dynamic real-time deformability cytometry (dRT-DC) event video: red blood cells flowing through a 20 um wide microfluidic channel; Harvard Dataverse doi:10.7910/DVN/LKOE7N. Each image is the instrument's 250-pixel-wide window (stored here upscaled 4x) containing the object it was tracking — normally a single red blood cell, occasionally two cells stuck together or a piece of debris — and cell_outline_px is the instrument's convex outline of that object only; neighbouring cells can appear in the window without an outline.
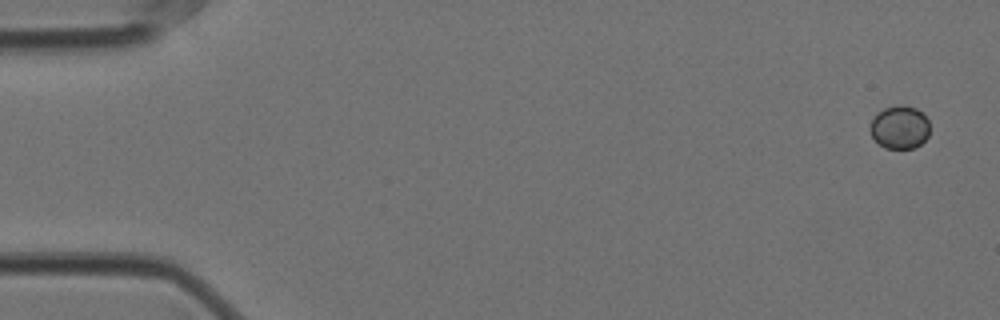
{"species": "Egyptian fruit bat (a non-hibernating species)", "species_latin": "Rousettus aegyptiacus", "temperature_condition": "cold", "stored_images_in_passage": 56, "camera_frame_rate_fps": 3000, "um_per_image_px": 0.085, "animal": {"sex": "female"}, "frame": {"image": 1, "passage_image": 1, "time_ms": 0.0, "image_size_px": [1000, 320], "cell_outline_px": [[928, 136], [920, 144], [912, 148], [884, 148], [872, 136], [868, 128], [872, 120], [884, 108], [900, 104], [904, 104], [916, 108], [928, 120]], "centroid_in_image_um": [76.46, 10.81], "position_along_channel_um": 8.5, "area_um2": 14.8}}
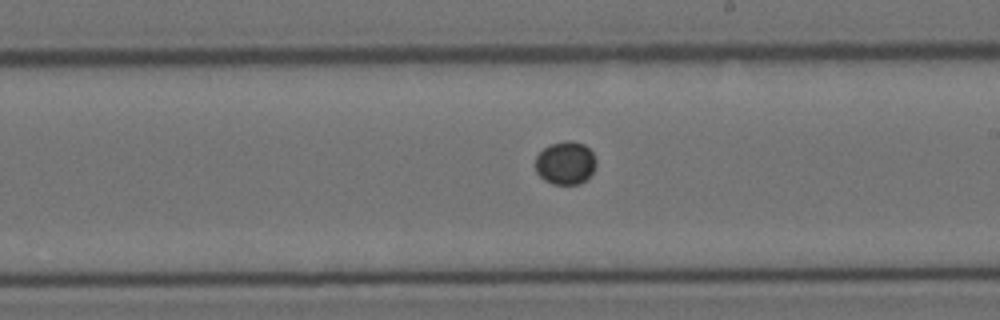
{"frame": {"image": 2, "passage_image": 32, "time_ms": 10.333, "image_size_px": [1000, 320], "cell_outline_px": [[596, 164], [592, 172], [580, 184], [552, 184], [544, 180], [536, 172], [536, 156], [544, 148], [552, 144], [568, 140], [572, 140], [584, 144], [592, 152], [596, 160]], "centroid_in_image_um": [48.06, 13.85], "position_along_channel_um": 240.9, "area_um2": 15.14}}
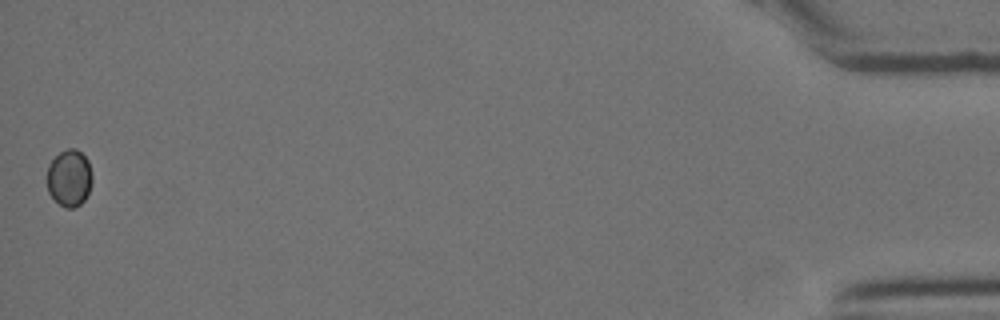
{"frame": {"image": 3, "passage_image": 56, "time_ms": 18.333, "image_size_px": [1000, 320], "cell_outline_px": [[92, 180], [88, 192], [84, 200], [80, 204], [72, 208], [64, 208], [48, 192], [48, 164], [60, 152], [68, 148], [76, 148], [88, 160], [92, 176]], "centroid_in_image_um": [5.9, 15.12], "position_along_channel_um": 429.3, "area_um2": 14.8}}